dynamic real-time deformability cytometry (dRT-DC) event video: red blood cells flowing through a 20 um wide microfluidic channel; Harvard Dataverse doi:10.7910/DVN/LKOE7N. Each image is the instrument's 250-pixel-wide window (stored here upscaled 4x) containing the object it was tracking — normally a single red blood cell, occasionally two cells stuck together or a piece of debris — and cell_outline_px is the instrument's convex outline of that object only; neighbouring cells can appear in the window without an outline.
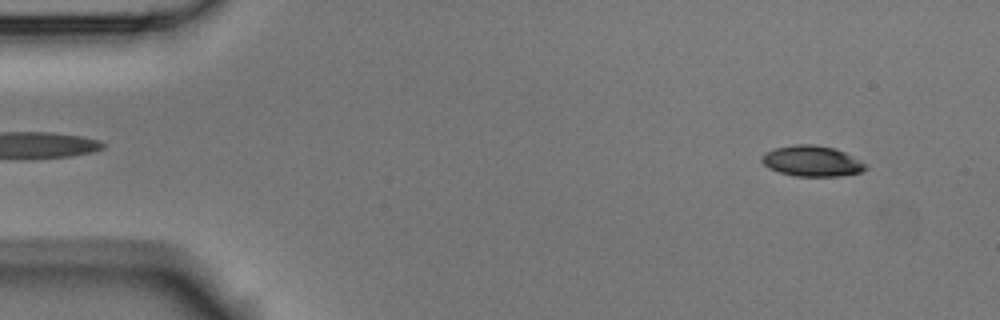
{"species": "Egyptian fruit bat (a non-hibernating species)", "species_latin": "Rousettus aegyptiacus", "temperature_condition": "room temperature", "stored_images_in_passage": 52, "camera_frame_rate_fps": 3000, "um_per_image_px": 0.085, "animal": {"sex": "male"}, "frame": {"image": 1, "passage_image": 4, "time_ms": 1.0, "image_size_px": [1000, 320], "cell_outline_px": [[868, 168], [860, 172], [840, 176], [796, 176], [780, 172], [768, 168], [760, 160], [760, 156], [764, 152], [776, 148], [796, 144], [816, 144], [836, 148], [868, 164]], "centroid_in_image_um": [69.02, 13.68], "position_along_channel_um": 16.0, "area_um2": 18.73}}
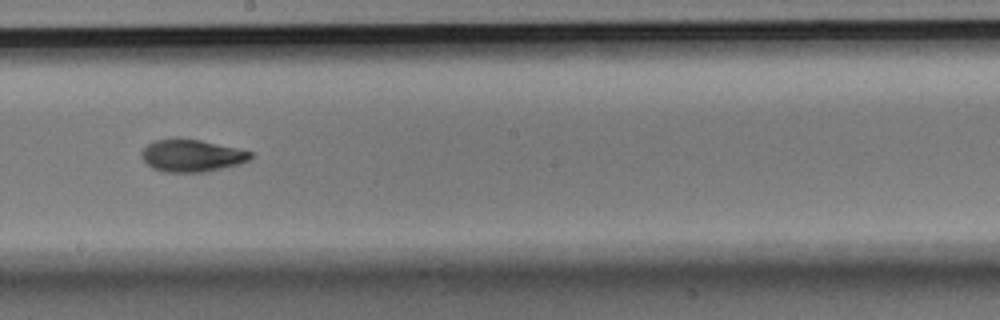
{"frame": {"image": 2, "passage_image": 29, "time_ms": 9.333, "image_size_px": [1000, 320], "cell_outline_px": [[252, 156], [248, 160], [240, 164], [204, 172], [164, 172], [152, 168], [144, 160], [140, 152], [148, 144], [156, 140], [200, 140], [236, 148], [252, 152]], "centroid_in_image_um": [16.3, 13.25], "position_along_channel_um": 231.9, "area_um2": 20.0}}
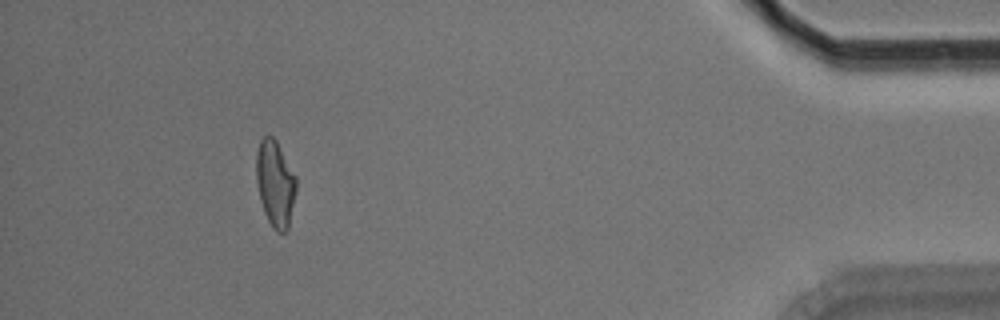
{"frame": {"image": 3, "passage_image": 48, "time_ms": 15.667, "image_size_px": [1000, 320], "cell_outline_px": [[296, 192], [288, 228], [284, 232], [276, 232], [272, 228], [264, 212], [260, 200], [256, 180], [256, 152], [260, 140], [264, 136], [272, 136], [276, 140], [296, 176]], "centroid_in_image_um": [23.39, 15.6], "position_along_channel_um": 411.8, "area_um2": 20.11}, "authors_computed_cell_mechanics": {"area_um2": 19.8832, "velocity_mm_per_s": 3.7815, "shape_relaxation_time_tau1_ms": 3.4236, "shape_relaxation_time_tau2_ms": 3.4045, "deformation_change_tau1": 0.1644, "deformation_change_tau2": 0.0939}}